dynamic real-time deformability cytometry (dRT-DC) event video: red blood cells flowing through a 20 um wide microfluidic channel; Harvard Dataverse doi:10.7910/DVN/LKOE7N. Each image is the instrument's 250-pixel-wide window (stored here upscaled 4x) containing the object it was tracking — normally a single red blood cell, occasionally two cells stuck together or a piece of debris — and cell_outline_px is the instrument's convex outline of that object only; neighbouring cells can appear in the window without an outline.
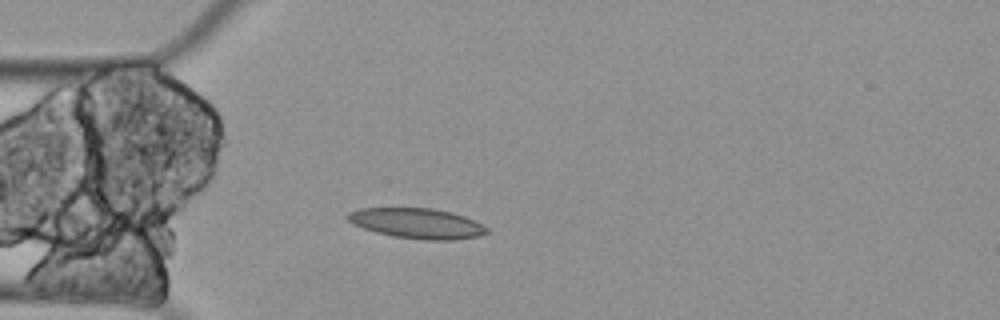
{"species": "Egyptian fruit bat (a non-hibernating species)", "species_latin": "Rousettus aegyptiacus", "temperature_condition": "cold", "stored_images_in_passage": 5, "camera_frame_rate_fps": 3000, "um_per_image_px": 0.085, "animal": {"sex": "female"}, "frame": {"image": 1, "passage_image": 5, "time_ms": 1.333, "image_size_px": [1000, 320], "cell_outline_px": [[488, 232], [480, 236], [456, 240], [424, 240], [392, 236], [376, 232], [352, 224], [344, 216], [348, 212], [360, 208], [432, 208], [452, 212], [464, 216], [488, 228]], "centroid_in_image_um": [35.42, 18.99], "position_along_channel_um": 49.6, "area_um2": 24.62}}